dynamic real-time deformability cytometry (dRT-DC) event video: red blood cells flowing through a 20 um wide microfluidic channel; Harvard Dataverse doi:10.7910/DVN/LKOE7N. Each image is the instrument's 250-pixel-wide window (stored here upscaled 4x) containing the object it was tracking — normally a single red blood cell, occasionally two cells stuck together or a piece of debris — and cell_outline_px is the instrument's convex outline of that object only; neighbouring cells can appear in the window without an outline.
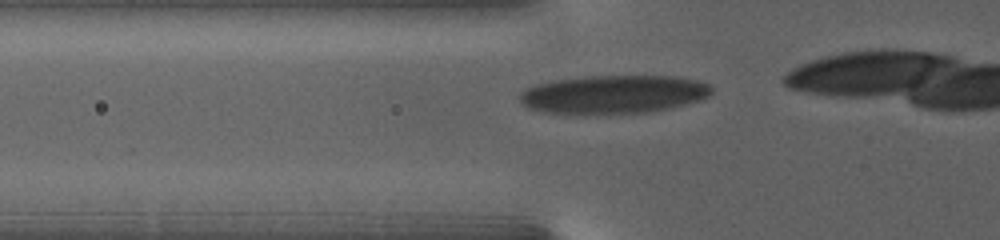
{"species": "human", "species_latin": "Homo sapiens", "temperature_condition": "warm", "stored_images_in_passage": 32, "camera_frame_rate_fps": 3000, "um_per_image_px": 0.085, "donor": {"sex": "female"}, "frame": {"image": 1, "passage_image": 21, "time_ms": 5.333, "image_size_px": [1000, 240], "cell_outline_px": [[712, 92], [708, 96], [672, 108], [652, 112], [544, 112], [528, 108], [520, 100], [520, 92], [536, 84], [556, 80], [588, 76], [676, 76], [696, 80], [708, 84], [712, 88]], "centroid_in_image_um": [52.18, 7.99], "position_along_channel_um": 73.6, "area_um2": 42.02}}
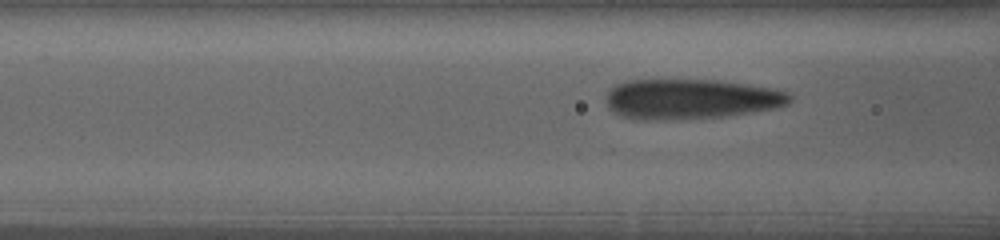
{"frame": {"image": 2, "passage_image": 26, "time_ms": 6.667, "image_size_px": [1000, 240], "cell_outline_px": [[792, 100], [788, 104], [780, 108], [720, 116], [676, 120], [636, 120], [620, 116], [608, 108], [608, 88], [616, 84], [628, 80], [720, 80], [776, 88], [788, 92], [792, 96]], "centroid_in_image_um": [58.74, 8.42], "position_along_channel_um": 107.9, "area_um2": 43.41}}